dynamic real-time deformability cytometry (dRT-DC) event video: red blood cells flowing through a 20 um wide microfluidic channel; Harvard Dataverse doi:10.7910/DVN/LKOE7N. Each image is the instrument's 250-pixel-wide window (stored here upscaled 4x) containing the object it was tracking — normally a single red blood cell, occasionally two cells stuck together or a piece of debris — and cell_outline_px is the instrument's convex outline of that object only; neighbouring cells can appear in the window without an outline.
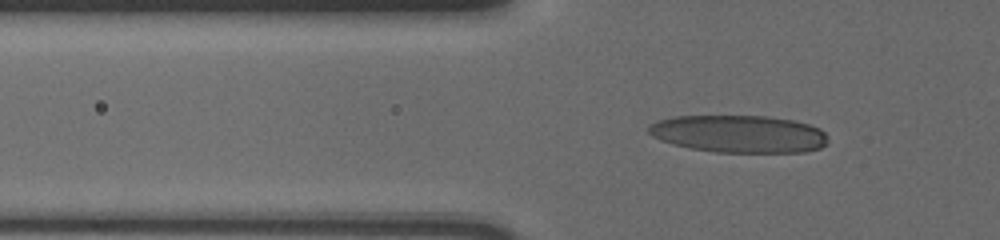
{"species": "human", "species_latin": "Homo sapiens", "temperature_condition": "cold", "stored_images_in_passage": 47, "camera_frame_rate_fps": 3000, "um_per_image_px": 0.085, "donor": {"sex": "male"}, "frame": {"image": 1, "passage_image": 13, "time_ms": 4.0, "image_size_px": [1000, 240], "cell_outline_px": [[828, 140], [820, 148], [804, 152], [716, 152], [692, 148], [660, 140], [652, 136], [648, 132], [648, 124], [656, 120], [676, 116], [768, 116], [796, 120], [820, 128], [828, 136]], "centroid_in_image_um": [62.82, 11.37], "position_along_channel_um": 63.0, "area_um2": 39.25}}
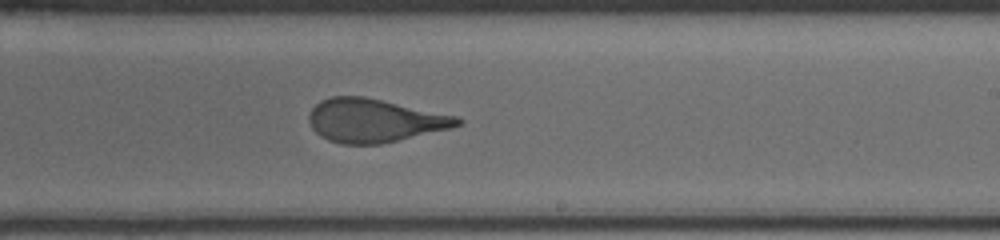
{"frame": {"image": 2, "passage_image": 30, "time_ms": 9.667, "image_size_px": [1000, 240], "cell_outline_px": [[464, 120], [460, 124], [448, 128], [380, 144], [340, 144], [328, 140], [320, 136], [312, 128], [308, 120], [308, 116], [312, 108], [320, 100], [332, 96], [364, 96], [456, 116]], "centroid_in_image_um": [31.75, 10.24], "position_along_channel_um": 257.2, "area_um2": 37.17}}
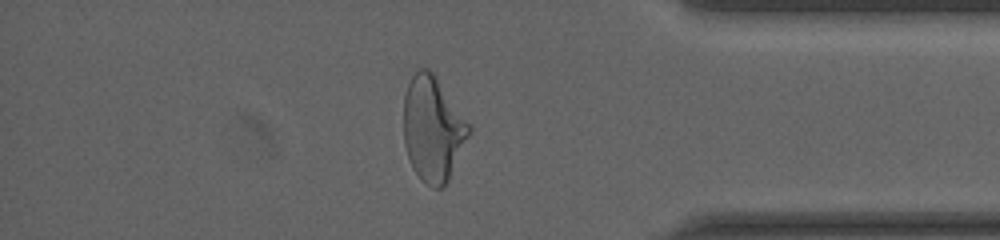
{"frame": {"image": 3, "passage_image": 43, "time_ms": 14.0, "image_size_px": [1000, 240], "cell_outline_px": [[472, 128], [448, 180], [440, 188], [432, 188], [412, 168], [404, 144], [404, 96], [408, 84], [412, 76], [420, 68], [428, 68], [432, 72], [472, 124]], "centroid_in_image_um": [36.8, 10.92], "position_along_channel_um": 398.4, "area_um2": 39.59}}